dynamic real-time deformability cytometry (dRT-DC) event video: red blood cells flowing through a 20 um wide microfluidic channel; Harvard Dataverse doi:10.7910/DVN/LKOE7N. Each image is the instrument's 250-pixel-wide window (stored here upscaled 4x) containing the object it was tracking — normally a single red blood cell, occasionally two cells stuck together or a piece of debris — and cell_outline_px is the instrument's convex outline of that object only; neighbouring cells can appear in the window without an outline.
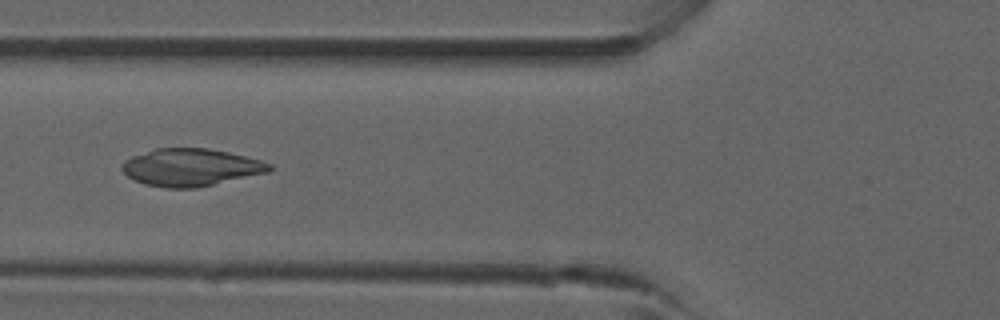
{"species": "common noctule bat (a hibernating species)", "species_latin": "Nyctalus noctula", "temperature_condition": "room temperature", "stored_images_in_passage": 5, "camera_frame_rate_fps": 3000, "um_per_image_px": 0.085, "animal": {"sex": "male", "forearm_length_mm": 52.5}, "frame": {"image": 1, "passage_image": 4, "time_ms": 4.333, "image_size_px": [1000, 320], "cell_outline_px": [[272, 168], [268, 172], [196, 188], [164, 188], [144, 184], [128, 176], [120, 168], [124, 160], [132, 156], [156, 148], [208, 148], [228, 152], [260, 160], [272, 164]], "centroid_in_image_um": [16.19, 14.22], "position_along_channel_um": 109.6, "area_um2": 32.02}}
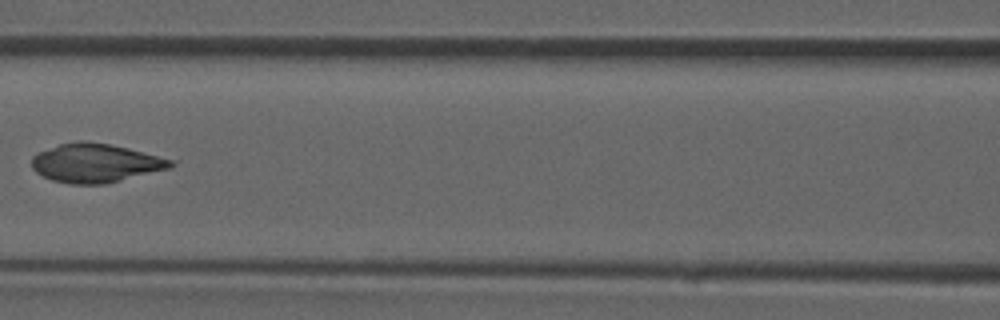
{"frame": {"image": 2, "passage_image": 5, "time_ms": 5.333, "image_size_px": [1000, 320], "cell_outline_px": [[176, 164], [168, 168], [104, 184], [68, 184], [52, 180], [36, 172], [32, 168], [32, 156], [36, 152], [60, 144], [80, 140], [84, 140], [112, 144], [176, 160]], "centroid_in_image_um": [8.1, 13.84], "position_along_channel_um": 158.5, "area_um2": 31.44}}